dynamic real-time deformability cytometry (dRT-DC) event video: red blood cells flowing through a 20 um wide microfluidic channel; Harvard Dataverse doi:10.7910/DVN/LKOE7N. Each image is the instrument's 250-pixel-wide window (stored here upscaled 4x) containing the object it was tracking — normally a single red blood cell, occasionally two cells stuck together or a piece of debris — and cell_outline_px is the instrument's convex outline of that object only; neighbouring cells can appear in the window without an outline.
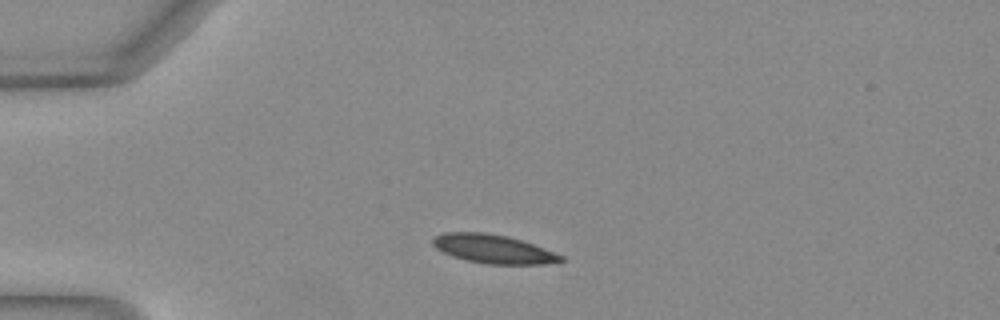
{"species": "Egyptian fruit bat (a non-hibernating species)", "species_latin": "Rousettus aegyptiacus", "temperature_condition": "warm", "stored_images_in_passage": 43, "camera_frame_rate_fps": 3000, "um_per_image_px": 0.085, "animal": {"sex": "female"}, "frame": {"image": 1, "passage_image": 5, "time_ms": 1.333, "image_size_px": [1000, 320], "cell_outline_px": [[564, 260], [544, 264], [488, 264], [468, 260], [452, 256], [436, 248], [432, 244], [432, 236], [444, 232], [484, 232], [508, 236], [544, 248], [564, 256]], "centroid_in_image_um": [41.89, 21.15], "position_along_channel_um": 43.1, "area_um2": 21.33}}
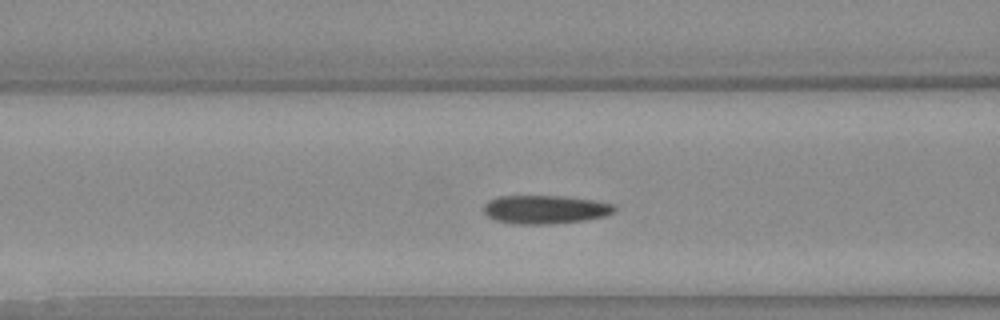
{"frame": {"image": 2, "passage_image": 13, "time_ms": 4.0, "image_size_px": [1000, 320], "cell_outline_px": [[616, 212], [608, 216], [584, 220], [548, 224], [520, 224], [496, 220], [488, 216], [484, 212], [484, 204], [488, 200], [496, 196], [560, 196], [592, 200], [616, 204]], "centroid_in_image_um": [46.38, 17.8], "position_along_channel_um": 120.2, "area_um2": 21.79}}
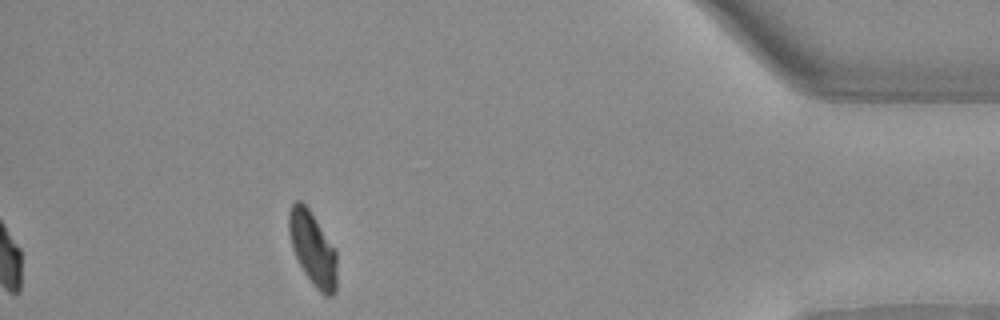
{"frame": {"image": 3, "passage_image": 38, "time_ms": 12.333, "image_size_px": [1000, 320], "cell_outline_px": [[336, 292], [332, 296], [324, 296], [316, 288], [304, 272], [292, 248], [288, 232], [288, 212], [292, 204], [296, 200], [300, 200], [308, 208], [336, 248]], "centroid_in_image_um": [26.58, 21.13], "position_along_channel_um": 408.6, "area_um2": 20.69}, "authors_computed_cell_mechanics": {"area_um2": 21.5016, "velocity_mm_per_s": 4.0579, "shape_relaxation_time_tau1_ms": 5.5136, "shape_relaxation_time_tau2_ms": 1.2516, "deformation_change_tau1": 0.1815, "deformation_change_tau2": 0.0653}}